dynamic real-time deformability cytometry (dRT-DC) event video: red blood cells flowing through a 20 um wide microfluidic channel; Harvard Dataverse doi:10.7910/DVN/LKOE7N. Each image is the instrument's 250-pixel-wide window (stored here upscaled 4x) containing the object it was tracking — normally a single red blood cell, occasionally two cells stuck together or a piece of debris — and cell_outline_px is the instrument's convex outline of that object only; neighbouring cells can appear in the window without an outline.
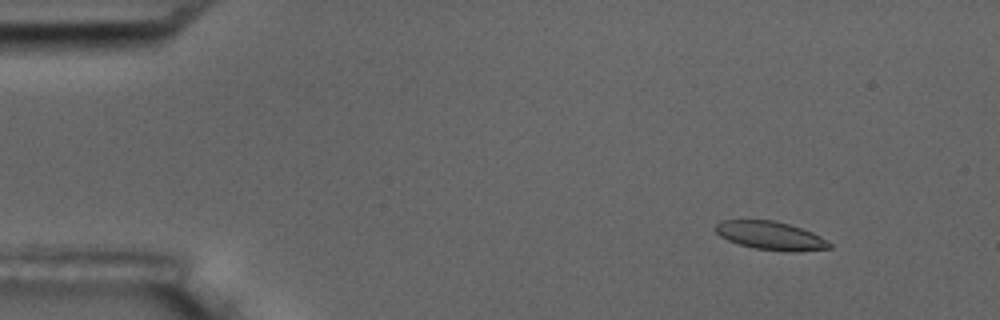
{"species": "common noctule bat (a hibernating species)", "species_latin": "Nyctalus noctula", "temperature_condition": "room temperature", "stored_images_in_passage": 4, "camera_frame_rate_fps": 3000, "um_per_image_px": 0.085, "animal": {"sex": "male", "body_mass_g": 17.5, "forearm_length_mm": 52.3}, "frame": {"image": 1, "passage_image": 2, "time_ms": 1.0, "image_size_px": [1000, 320], "cell_outline_px": [[832, 248], [792, 252], [756, 248], [740, 244], [728, 240], [720, 236], [716, 232], [716, 224], [720, 220], [776, 220], [812, 232], [820, 236], [832, 244]], "centroid_in_image_um": [65.51, 20.02], "position_along_channel_um": 19.5, "area_um2": 18.67}}